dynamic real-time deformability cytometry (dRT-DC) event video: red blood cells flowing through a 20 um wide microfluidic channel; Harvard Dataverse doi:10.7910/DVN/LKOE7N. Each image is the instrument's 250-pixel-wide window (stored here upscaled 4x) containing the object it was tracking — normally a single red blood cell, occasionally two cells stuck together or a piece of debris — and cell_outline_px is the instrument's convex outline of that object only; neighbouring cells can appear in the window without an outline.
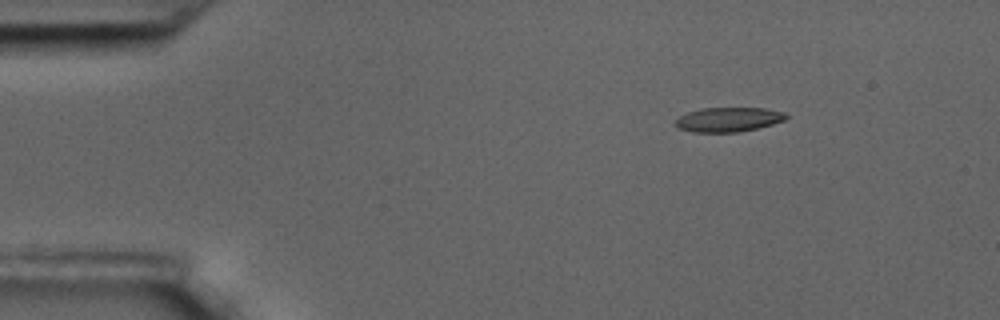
{"species": "common noctule bat (a hibernating species)", "species_latin": "Nyctalus noctula", "temperature_condition": "room temperature", "stored_images_in_passage": 51, "camera_frame_rate_fps": 3000, "um_per_image_px": 0.085, "animal": {"sex": "male", "body_mass_g": 17.5, "forearm_length_mm": 52.3}, "frame": {"image": 1, "passage_image": 1, "time_ms": 0.0, "image_size_px": [1000, 320], "cell_outline_px": [[788, 116], [784, 120], [772, 124], [740, 132], [692, 132], [676, 128], [672, 124], [680, 116], [688, 112], [700, 108], [764, 108], [784, 112]], "centroid_in_image_um": [61.86, 10.16], "position_along_channel_um": 23.1, "area_um2": 15.84}}
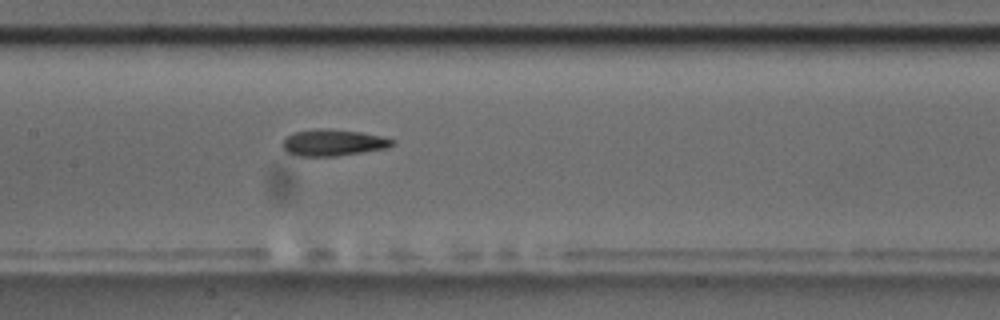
{"frame": {"image": 2, "passage_image": 21, "time_ms": 6.667, "image_size_px": [1000, 320], "cell_outline_px": [[396, 144], [388, 148], [336, 156], [292, 156], [284, 148], [284, 140], [292, 132], [316, 128], [324, 128], [360, 132], [380, 136], [396, 140]], "centroid_in_image_um": [28.33, 12.12], "position_along_channel_um": 179.1, "area_um2": 16.99}}
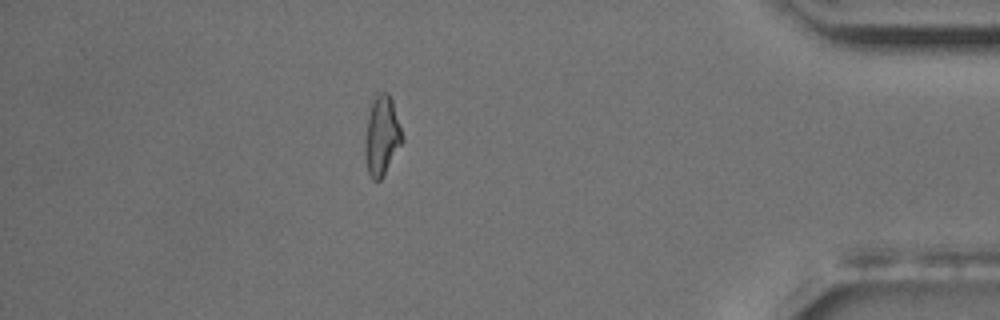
{"frame": {"image": 3, "passage_image": 44, "time_ms": 14.333, "image_size_px": [1000, 320], "cell_outline_px": [[404, 140], [380, 180], [372, 180], [368, 172], [364, 156], [364, 140], [368, 116], [372, 104], [376, 96], [380, 92], [388, 92], [392, 100]], "centroid_in_image_um": [32.44, 11.56], "position_along_channel_um": 402.8, "area_um2": 16.99}, "authors_computed_cell_mechanics": {"area_um2": 16.9932, "velocity_mm_per_s": 3.4681, "shape_relaxation_time_tau1_ms": 4.8644, "shape_relaxation_time_tau2_ms": 2.1115, "deformation_change_tau1": 0.183, "deformation_change_tau2": 0.1067}}